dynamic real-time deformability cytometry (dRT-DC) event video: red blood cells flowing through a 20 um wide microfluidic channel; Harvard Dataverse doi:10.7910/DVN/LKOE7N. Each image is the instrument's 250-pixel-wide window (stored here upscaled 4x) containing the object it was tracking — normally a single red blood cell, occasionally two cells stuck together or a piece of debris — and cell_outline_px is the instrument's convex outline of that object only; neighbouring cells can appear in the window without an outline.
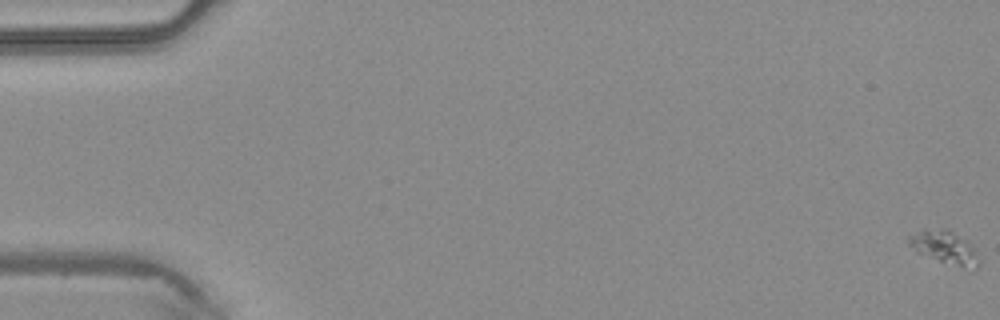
{"species": "common noctule bat (a hibernating species)", "species_latin": "Nyctalus noctula", "temperature_condition": "warm", "stored_images_in_passage": 48, "camera_frame_rate_fps": 3000, "um_per_image_px": 0.085, "animal": {"sex": "male", "body_mass_g": 20.4}, "frame": {"image": 1, "passage_image": 1, "time_ms": 0.0, "image_size_px": [1000, 320], "cell_outline_px": [[980, 264], [972, 272], [916, 252], [908, 244], [908, 236], [924, 228], [944, 228], [952, 232], [964, 240], [972, 248], [980, 260]], "centroid_in_image_um": [80.28, 21.06], "position_along_channel_um": 4.7, "area_um2": 13.53}}
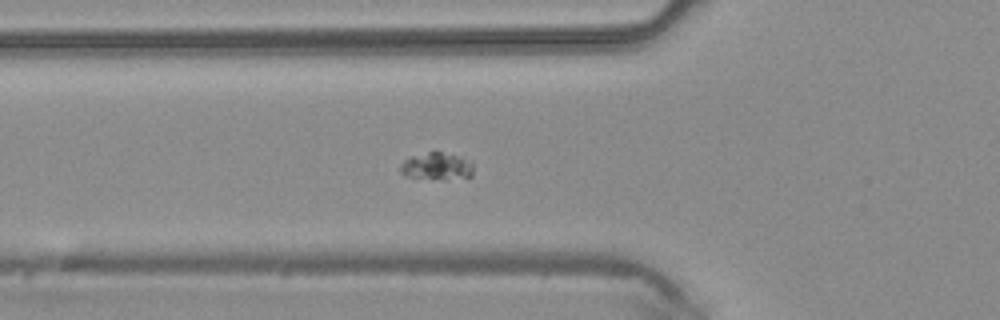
{"frame": {"image": 2, "passage_image": 18, "time_ms": 5.667, "image_size_px": [1000, 320], "cell_outline_px": [[472, 176], [444, 180], [404, 176], [400, 172], [400, 164], [404, 160], [412, 156], [428, 152], [440, 152], [472, 160]], "centroid_in_image_um": [37.11, 14.15], "position_along_channel_um": 88.7, "area_um2": 11.62}}
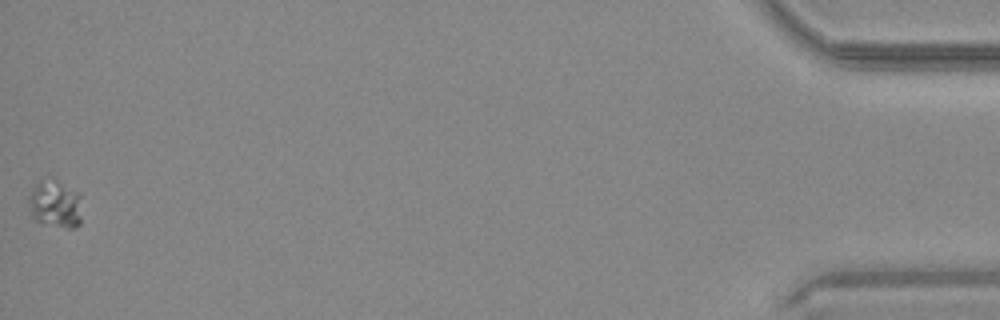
{"frame": {"image": 3, "passage_image": 48, "time_ms": 15.667, "image_size_px": [1000, 320], "cell_outline_px": [[80, 224], [76, 228], [68, 228], [40, 224], [32, 216], [28, 208], [28, 200], [36, 184], [40, 180], [52, 176], [80, 192]], "centroid_in_image_um": [4.69, 17.33], "position_along_channel_um": 430.5, "area_um2": 15.26}}